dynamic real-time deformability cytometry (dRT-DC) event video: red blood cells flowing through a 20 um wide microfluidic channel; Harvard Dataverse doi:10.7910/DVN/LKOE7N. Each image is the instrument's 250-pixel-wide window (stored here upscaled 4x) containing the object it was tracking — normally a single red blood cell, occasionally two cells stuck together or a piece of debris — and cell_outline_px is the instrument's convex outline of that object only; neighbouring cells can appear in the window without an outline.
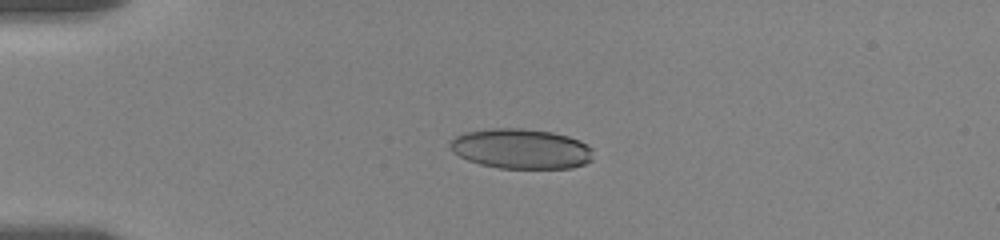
{"species": "human", "species_latin": "Homo sapiens", "temperature_condition": "room temperature", "stored_images_in_passage": 44, "camera_frame_rate_fps": 3000, "um_per_image_px": 0.085, "donor": {"sex": "female"}, "frame": {"image": 1, "passage_image": 8, "time_ms": 4.667, "image_size_px": [1000, 240], "cell_outline_px": [[592, 160], [584, 164], [572, 168], [500, 168], [480, 164], [468, 160], [452, 152], [448, 144], [456, 136], [464, 132], [492, 128], [524, 128], [552, 132], [568, 136], [580, 140], [588, 144], [592, 148]], "centroid_in_image_um": [44.3, 12.64], "position_along_channel_um": 40.7, "area_um2": 33.58}}
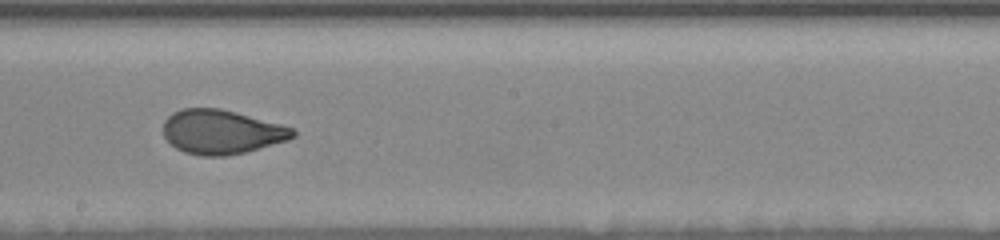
{"frame": {"image": 2, "passage_image": 21, "time_ms": 11.0, "image_size_px": [1000, 240], "cell_outline_px": [[296, 136], [288, 140], [244, 152], [224, 156], [200, 156], [184, 152], [176, 148], [164, 136], [164, 120], [172, 112], [184, 108], [220, 108], [236, 112], [280, 124], [292, 128], [296, 132]], "centroid_in_image_um": [18.81, 11.21], "position_along_channel_um": 229.4, "area_um2": 33.23}}
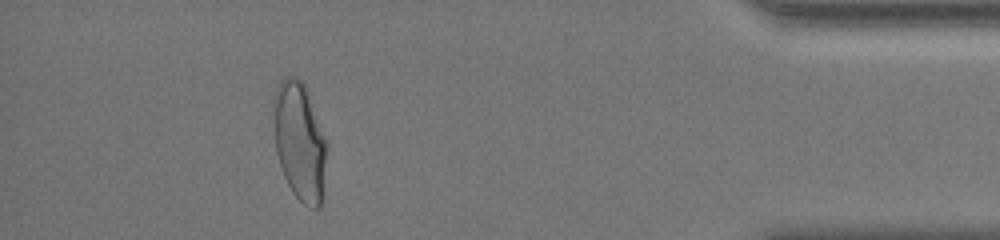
{"frame": {"image": 3, "passage_image": 39, "time_ms": 17.333, "image_size_px": [1000, 240], "cell_outline_px": [[328, 144], [324, 196], [320, 208], [312, 208], [304, 204], [292, 192], [284, 176], [276, 152], [272, 100], [276, 88], [280, 80], [284, 76], [292, 76], [300, 80], [304, 84]], "centroid_in_image_um": [25.49, 12.05], "position_along_channel_um": 409.7, "area_um2": 37.17}, "authors_computed_cell_mechanics": {"area_um2": 33.8708, "velocity_mm_per_s": 3.55, "shape_relaxation_time_tau1_ms": 4.4092, "shape_relaxation_time_tau2_ms": 0.8115, "deformation_change_tau1": 0.1562, "deformation_change_tau2": 0.0589}}